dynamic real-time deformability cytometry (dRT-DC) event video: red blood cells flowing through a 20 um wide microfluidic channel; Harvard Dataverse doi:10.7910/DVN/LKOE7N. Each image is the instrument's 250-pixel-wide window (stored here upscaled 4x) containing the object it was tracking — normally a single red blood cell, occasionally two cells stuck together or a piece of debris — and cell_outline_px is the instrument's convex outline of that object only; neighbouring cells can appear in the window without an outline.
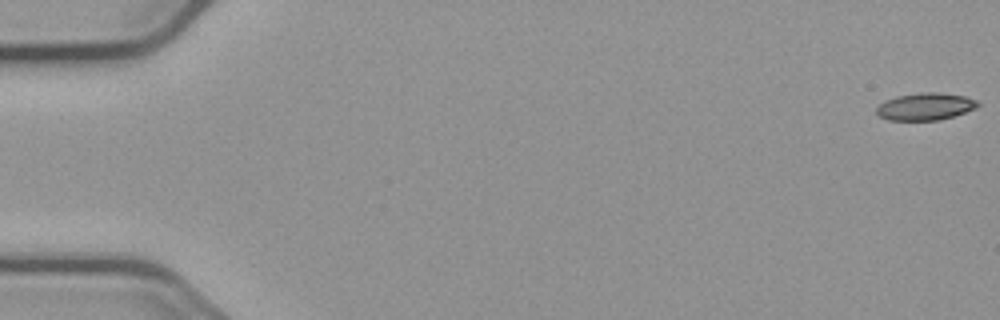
{"species": "common noctule bat (a hibernating species)", "species_latin": "Nyctalus noctula", "temperature_condition": "cold", "stored_images_in_passage": 56, "camera_frame_rate_fps": 3000, "um_per_image_px": 0.085, "animal": {"sex": "male", "body_mass_g": 23.1, "forearm_length_mm": 52.7}, "frame": {"image": 1, "passage_image": 1, "time_ms": 0.0, "image_size_px": [1000, 320], "cell_outline_px": [[980, 104], [976, 108], [940, 120], [888, 120], [880, 116], [876, 112], [876, 108], [880, 104], [896, 96], [920, 92], [936, 92], [964, 96], [976, 100]], "centroid_in_image_um": [78.65, 9.05], "position_along_channel_um": 6.4, "area_um2": 15.9}}
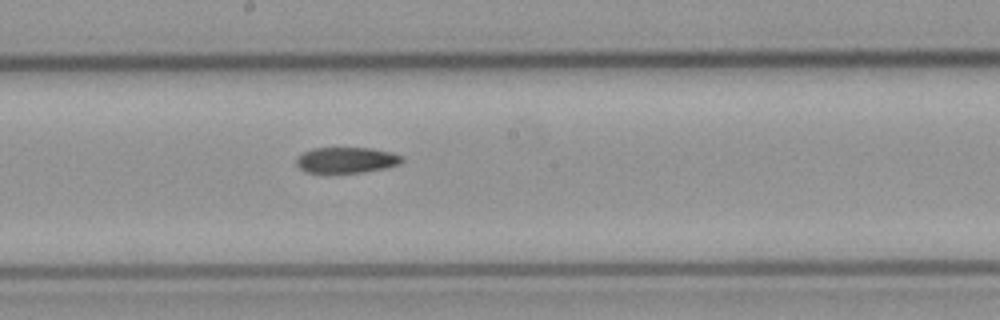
{"frame": {"image": 2, "passage_image": 31, "time_ms": 10.0, "image_size_px": [1000, 320], "cell_outline_px": [[404, 160], [400, 164], [384, 168], [364, 172], [304, 172], [296, 164], [296, 160], [304, 152], [312, 148], [372, 148], [392, 152], [404, 156]], "centroid_in_image_um": [29.49, 13.6], "position_along_channel_um": 218.7, "area_um2": 15.84}}
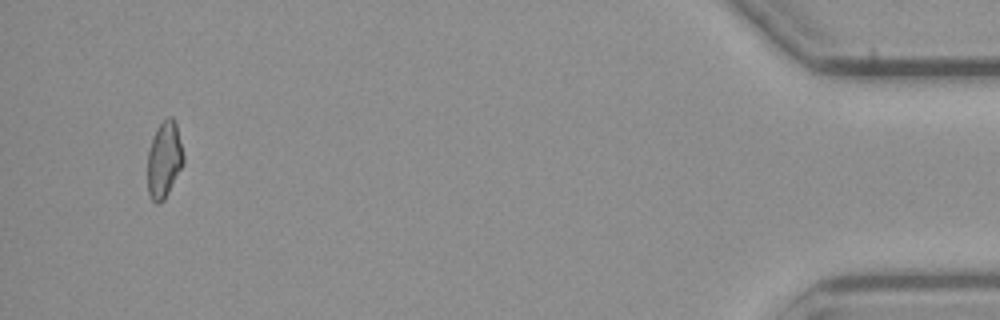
{"frame": {"image": 3, "passage_image": 54, "time_ms": 17.667, "image_size_px": [1000, 320], "cell_outline_px": [[184, 164], [164, 200], [160, 204], [156, 204], [152, 200], [148, 192], [148, 152], [156, 128], [168, 116], [172, 116], [176, 120], [184, 156]], "centroid_in_image_um": [13.97, 13.57], "position_along_channel_um": 421.2, "area_um2": 16.13}}